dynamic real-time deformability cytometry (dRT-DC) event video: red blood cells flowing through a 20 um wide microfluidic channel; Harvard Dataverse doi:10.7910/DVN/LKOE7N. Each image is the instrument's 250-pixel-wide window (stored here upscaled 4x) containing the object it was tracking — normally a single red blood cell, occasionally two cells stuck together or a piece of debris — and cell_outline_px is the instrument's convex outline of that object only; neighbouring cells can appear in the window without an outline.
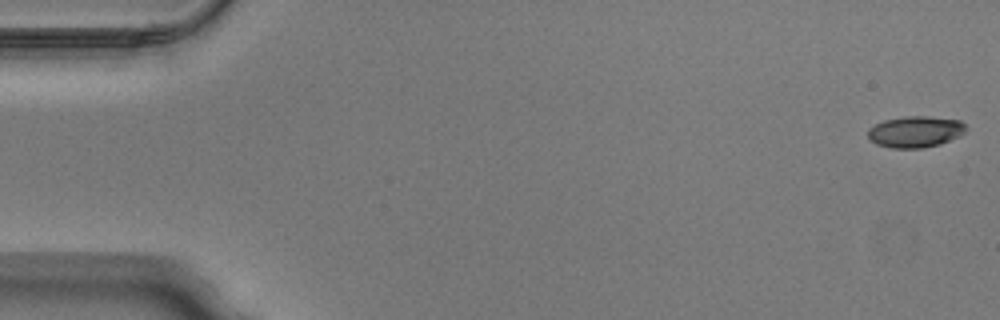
{"species": "Egyptian fruit bat (a non-hibernating species)", "species_latin": "Rousettus aegyptiacus", "temperature_condition": "warm", "stored_images_in_passage": 50, "camera_frame_rate_fps": 3000, "um_per_image_px": 0.085, "animal": {"sex": "male"}, "frame": {"image": 1, "passage_image": 1, "time_ms": 0.0, "image_size_px": [1000, 320], "cell_outline_px": [[968, 128], [964, 132], [940, 144], [920, 148], [892, 148], [876, 144], [868, 140], [868, 128], [884, 120], [904, 116], [928, 116], [960, 120]], "centroid_in_image_um": [77.76, 11.19], "position_along_channel_um": 7.2, "area_um2": 17.86}}
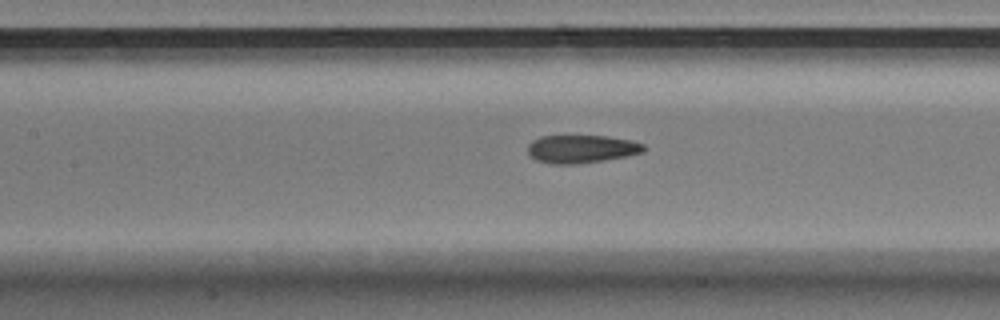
{"frame": {"image": 2, "passage_image": 23, "time_ms": 7.333, "image_size_px": [1000, 320], "cell_outline_px": [[648, 148], [644, 152], [628, 156], [604, 160], [576, 164], [552, 164], [536, 160], [528, 152], [528, 144], [532, 140], [540, 136], [608, 136], [632, 140], [644, 144]], "centroid_in_image_um": [49.47, 12.66], "position_along_channel_um": 157.9, "area_um2": 19.13}}
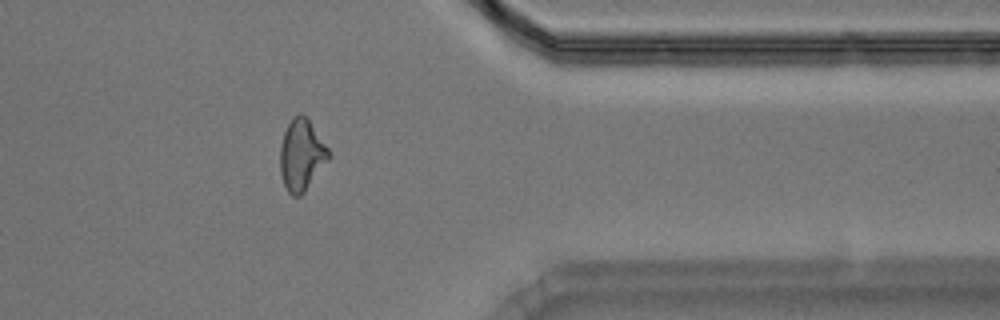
{"frame": {"image": 3, "passage_image": 41, "time_ms": 13.333, "image_size_px": [1000, 320], "cell_outline_px": [[332, 156], [304, 192], [300, 196], [292, 196], [288, 192], [284, 184], [280, 172], [280, 144], [284, 132], [292, 116], [300, 112], [308, 116], [328, 148]], "centroid_in_image_um": [25.64, 13.13], "position_along_channel_um": 385.8, "area_um2": 20.52}, "authors_computed_cell_mechanics": {"area_um2": 19.363, "velocity_mm_per_s": 4.0297, "shape_relaxation_time_tau1_ms": null, "shape_relaxation_time_tau2_ms": 1.9655, "deformation_change_tau1": null, "deformation_change_tau2": 0.1027}}